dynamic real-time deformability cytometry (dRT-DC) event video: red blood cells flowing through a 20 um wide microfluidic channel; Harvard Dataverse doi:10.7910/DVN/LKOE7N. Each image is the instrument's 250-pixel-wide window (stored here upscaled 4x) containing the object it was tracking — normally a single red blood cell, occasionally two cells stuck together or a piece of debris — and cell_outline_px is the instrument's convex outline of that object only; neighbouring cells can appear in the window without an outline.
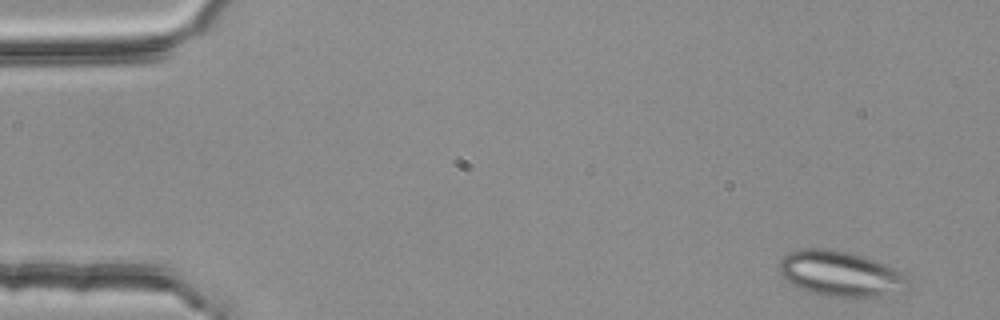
{"species": "common noctule bat (a hibernating species)", "species_latin": "Nyctalus noctula", "temperature_condition": "room temperature", "stored_images_in_passage": 3, "camera_frame_rate_fps": 3000, "um_per_image_px": 0.085, "animal": {"sex": "female", "body_mass_g": 25.1}, "frame": {"image": 1, "passage_image": 1, "time_ms": 0.0, "image_size_px": [1000, 320], "cell_outline_px": [[912, 280], [908, 292], [880, 296], [828, 296], [812, 292], [800, 288], [792, 284], [780, 276], [780, 260], [788, 252], [800, 248], [824, 248], [848, 252], [864, 256], [876, 260], [908, 276]], "centroid_in_image_um": [71.5, 23.26], "position_along_channel_um": 13.5, "area_um2": 34.33}}